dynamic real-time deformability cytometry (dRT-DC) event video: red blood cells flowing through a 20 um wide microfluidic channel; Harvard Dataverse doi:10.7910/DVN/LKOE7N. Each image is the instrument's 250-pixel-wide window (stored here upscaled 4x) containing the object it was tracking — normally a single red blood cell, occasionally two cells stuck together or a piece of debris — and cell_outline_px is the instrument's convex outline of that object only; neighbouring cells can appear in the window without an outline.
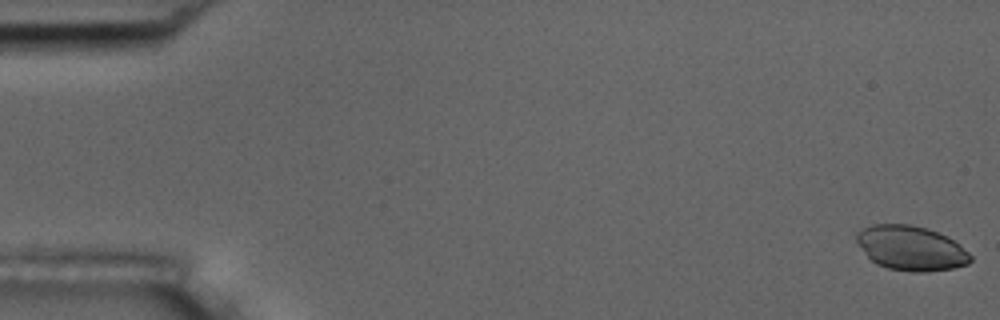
{"species": "common noctule bat (a hibernating species)", "species_latin": "Nyctalus noctula", "temperature_condition": "room temperature", "stored_images_in_passage": 15, "camera_frame_rate_fps": 3000, "um_per_image_px": 0.085, "animal": {"sex": "male", "body_mass_g": 17.5, "forearm_length_mm": 52.3}, "frame": {"image": 1, "passage_image": 1, "time_ms": 0.0, "image_size_px": [1000, 320], "cell_outline_px": [[972, 260], [968, 264], [952, 268], [924, 272], [916, 272], [888, 268], [876, 264], [868, 256], [856, 240], [856, 232], [872, 224], [912, 224], [928, 228], [948, 236], [960, 244], [972, 256]], "centroid_in_image_um": [77.46, 21.08], "position_along_channel_um": 7.5, "area_um2": 29.65}}
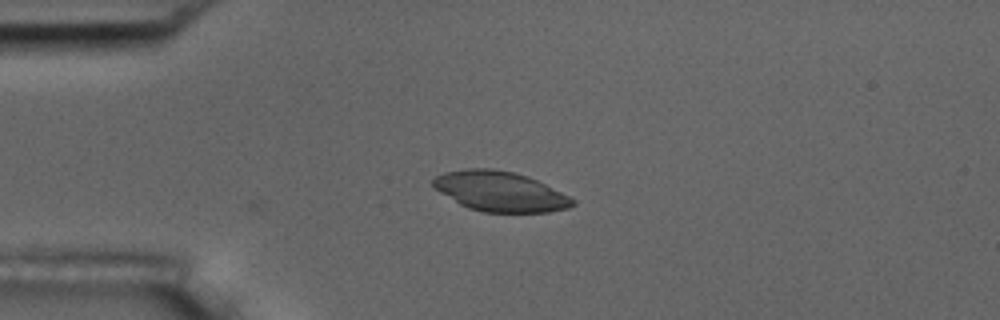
{"frame": {"image": 2, "passage_image": 4, "time_ms": 4.333, "image_size_px": [1000, 320], "cell_outline_px": [[576, 204], [568, 208], [548, 212], [484, 212], [468, 208], [460, 204], [440, 192], [432, 184], [432, 180], [436, 176], [444, 172], [464, 168], [492, 168], [512, 172], [528, 176], [576, 200]], "centroid_in_image_um": [42.49, 16.27], "position_along_channel_um": 42.5, "area_um2": 32.31}}